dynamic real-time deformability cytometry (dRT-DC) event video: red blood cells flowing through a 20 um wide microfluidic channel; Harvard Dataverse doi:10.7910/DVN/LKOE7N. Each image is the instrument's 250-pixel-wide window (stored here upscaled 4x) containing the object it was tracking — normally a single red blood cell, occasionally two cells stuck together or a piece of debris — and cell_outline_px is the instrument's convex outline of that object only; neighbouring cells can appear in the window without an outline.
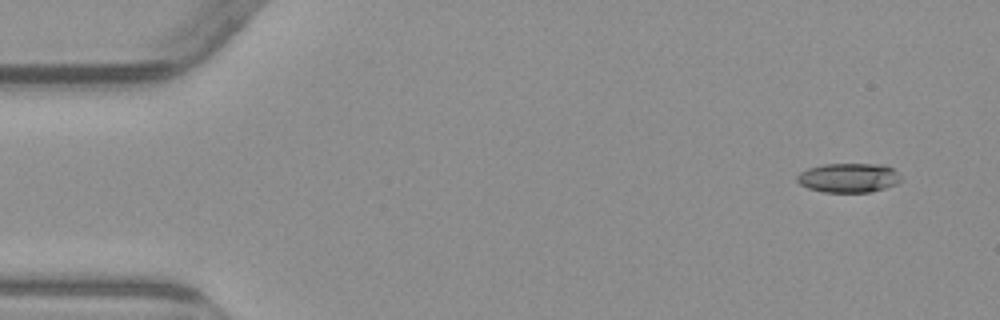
{"species": "common noctule bat (a hibernating species)", "species_latin": "Nyctalus noctula", "temperature_condition": "warm", "stored_images_in_passage": 5, "camera_frame_rate_fps": 3000, "um_per_image_px": 0.085, "animal": {"sex": "male", "body_mass_g": 23.1, "forearm_length_mm": 52.7}, "frame": {"image": 1, "passage_image": 1, "time_ms": 0.0, "image_size_px": [1000, 320], "cell_outline_px": [[900, 180], [896, 184], [884, 188], [868, 192], [824, 192], [808, 188], [800, 184], [796, 180], [796, 176], [800, 172], [808, 168], [824, 164], [884, 164], [892, 168], [900, 176]], "centroid_in_image_um": [72.1, 15.1], "position_along_channel_um": 12.9, "area_um2": 17.69}}
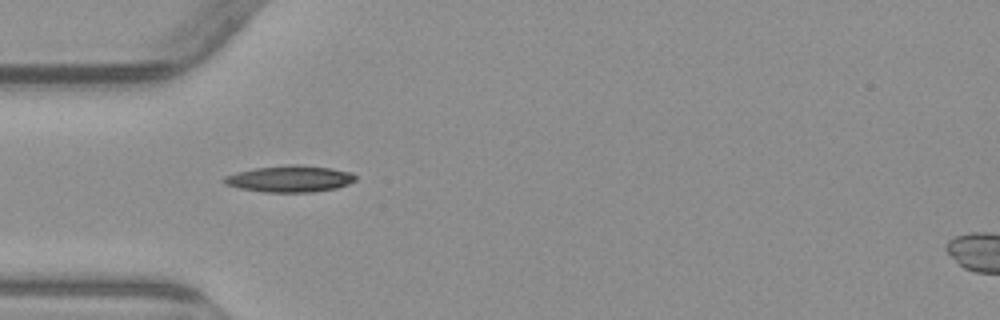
{"frame": {"image": 2, "passage_image": 4, "time_ms": 4.333, "image_size_px": [1000, 320], "cell_outline_px": [[356, 180], [348, 184], [336, 188], [312, 192], [264, 192], [240, 188], [224, 184], [220, 180], [224, 176], [236, 172], [256, 168], [292, 164], [296, 164], [332, 168], [352, 172], [356, 176]], "centroid_in_image_um": [24.62, 15.19], "position_along_channel_um": 60.4, "area_um2": 20.4}}
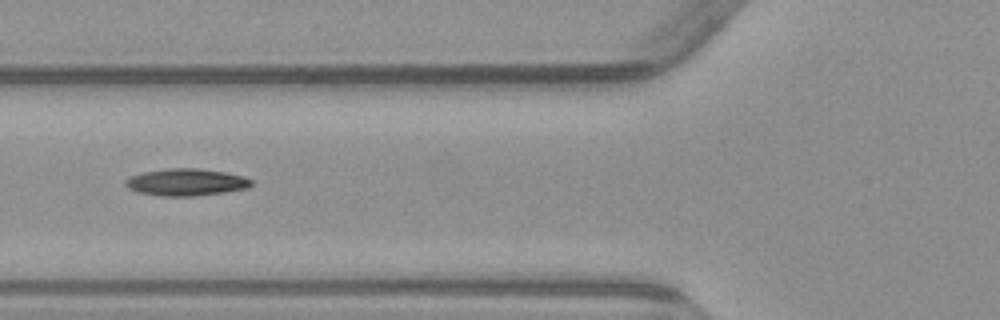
{"frame": {"image": 3, "passage_image": 5, "time_ms": 5.667, "image_size_px": [1000, 320], "cell_outline_px": [[252, 184], [248, 188], [224, 192], [192, 196], [160, 196], [136, 192], [128, 188], [124, 184], [124, 180], [132, 176], [144, 172], [168, 168], [196, 168], [224, 172], [244, 176], [252, 180]], "centroid_in_image_um": [15.8, 15.49], "position_along_channel_um": 110.0, "area_um2": 19.83}}